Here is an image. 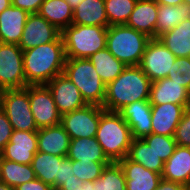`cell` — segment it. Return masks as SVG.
I'll use <instances>...</instances> for the list:
<instances>
[{
  "label": "cell",
  "instance_id": "obj_3",
  "mask_svg": "<svg viewBox=\"0 0 190 190\" xmlns=\"http://www.w3.org/2000/svg\"><path fill=\"white\" fill-rule=\"evenodd\" d=\"M95 138L111 162L127 157L133 141L131 129L121 115L106 111L103 107Z\"/></svg>",
  "mask_w": 190,
  "mask_h": 190
},
{
  "label": "cell",
  "instance_id": "obj_35",
  "mask_svg": "<svg viewBox=\"0 0 190 190\" xmlns=\"http://www.w3.org/2000/svg\"><path fill=\"white\" fill-rule=\"evenodd\" d=\"M164 162L174 153L177 143L174 136L150 134L142 138Z\"/></svg>",
  "mask_w": 190,
  "mask_h": 190
},
{
  "label": "cell",
  "instance_id": "obj_5",
  "mask_svg": "<svg viewBox=\"0 0 190 190\" xmlns=\"http://www.w3.org/2000/svg\"><path fill=\"white\" fill-rule=\"evenodd\" d=\"M61 36L66 58H89L106 48L107 27L71 24Z\"/></svg>",
  "mask_w": 190,
  "mask_h": 190
},
{
  "label": "cell",
  "instance_id": "obj_29",
  "mask_svg": "<svg viewBox=\"0 0 190 190\" xmlns=\"http://www.w3.org/2000/svg\"><path fill=\"white\" fill-rule=\"evenodd\" d=\"M63 158L37 151L31 163L36 178L49 184L53 190H56V177H58L59 165Z\"/></svg>",
  "mask_w": 190,
  "mask_h": 190
},
{
  "label": "cell",
  "instance_id": "obj_7",
  "mask_svg": "<svg viewBox=\"0 0 190 190\" xmlns=\"http://www.w3.org/2000/svg\"><path fill=\"white\" fill-rule=\"evenodd\" d=\"M0 108L7 115L13 130H38L30 108L29 85L0 91Z\"/></svg>",
  "mask_w": 190,
  "mask_h": 190
},
{
  "label": "cell",
  "instance_id": "obj_12",
  "mask_svg": "<svg viewBox=\"0 0 190 190\" xmlns=\"http://www.w3.org/2000/svg\"><path fill=\"white\" fill-rule=\"evenodd\" d=\"M61 31L39 13L29 14L18 46L24 51L57 40Z\"/></svg>",
  "mask_w": 190,
  "mask_h": 190
},
{
  "label": "cell",
  "instance_id": "obj_18",
  "mask_svg": "<svg viewBox=\"0 0 190 190\" xmlns=\"http://www.w3.org/2000/svg\"><path fill=\"white\" fill-rule=\"evenodd\" d=\"M118 163L125 175L126 190H155L162 179L161 174L146 169L127 157Z\"/></svg>",
  "mask_w": 190,
  "mask_h": 190
},
{
  "label": "cell",
  "instance_id": "obj_26",
  "mask_svg": "<svg viewBox=\"0 0 190 190\" xmlns=\"http://www.w3.org/2000/svg\"><path fill=\"white\" fill-rule=\"evenodd\" d=\"M89 60L106 86L115 80L126 67L107 48L97 51L89 57Z\"/></svg>",
  "mask_w": 190,
  "mask_h": 190
},
{
  "label": "cell",
  "instance_id": "obj_23",
  "mask_svg": "<svg viewBox=\"0 0 190 190\" xmlns=\"http://www.w3.org/2000/svg\"><path fill=\"white\" fill-rule=\"evenodd\" d=\"M72 24L109 27L104 0H83L73 10Z\"/></svg>",
  "mask_w": 190,
  "mask_h": 190
},
{
  "label": "cell",
  "instance_id": "obj_33",
  "mask_svg": "<svg viewBox=\"0 0 190 190\" xmlns=\"http://www.w3.org/2000/svg\"><path fill=\"white\" fill-rule=\"evenodd\" d=\"M136 2L137 0H104L109 26L126 24Z\"/></svg>",
  "mask_w": 190,
  "mask_h": 190
},
{
  "label": "cell",
  "instance_id": "obj_15",
  "mask_svg": "<svg viewBox=\"0 0 190 190\" xmlns=\"http://www.w3.org/2000/svg\"><path fill=\"white\" fill-rule=\"evenodd\" d=\"M129 125L133 139H142L152 134L151 104L149 100L135 101L118 111Z\"/></svg>",
  "mask_w": 190,
  "mask_h": 190
},
{
  "label": "cell",
  "instance_id": "obj_39",
  "mask_svg": "<svg viewBox=\"0 0 190 190\" xmlns=\"http://www.w3.org/2000/svg\"><path fill=\"white\" fill-rule=\"evenodd\" d=\"M13 133V127L7 118V115L0 108V153L4 150Z\"/></svg>",
  "mask_w": 190,
  "mask_h": 190
},
{
  "label": "cell",
  "instance_id": "obj_14",
  "mask_svg": "<svg viewBox=\"0 0 190 190\" xmlns=\"http://www.w3.org/2000/svg\"><path fill=\"white\" fill-rule=\"evenodd\" d=\"M37 151V131L13 130L9 142L0 154L10 161L31 164Z\"/></svg>",
  "mask_w": 190,
  "mask_h": 190
},
{
  "label": "cell",
  "instance_id": "obj_10",
  "mask_svg": "<svg viewBox=\"0 0 190 190\" xmlns=\"http://www.w3.org/2000/svg\"><path fill=\"white\" fill-rule=\"evenodd\" d=\"M176 56L158 39L152 38L146 45L139 64L152 82L167 77Z\"/></svg>",
  "mask_w": 190,
  "mask_h": 190
},
{
  "label": "cell",
  "instance_id": "obj_19",
  "mask_svg": "<svg viewBox=\"0 0 190 190\" xmlns=\"http://www.w3.org/2000/svg\"><path fill=\"white\" fill-rule=\"evenodd\" d=\"M70 140V136L61 124L43 127L37 130L38 151L44 153L66 157Z\"/></svg>",
  "mask_w": 190,
  "mask_h": 190
},
{
  "label": "cell",
  "instance_id": "obj_16",
  "mask_svg": "<svg viewBox=\"0 0 190 190\" xmlns=\"http://www.w3.org/2000/svg\"><path fill=\"white\" fill-rule=\"evenodd\" d=\"M188 106L164 103L151 105L152 133L163 136H174L184 111Z\"/></svg>",
  "mask_w": 190,
  "mask_h": 190
},
{
  "label": "cell",
  "instance_id": "obj_13",
  "mask_svg": "<svg viewBox=\"0 0 190 190\" xmlns=\"http://www.w3.org/2000/svg\"><path fill=\"white\" fill-rule=\"evenodd\" d=\"M46 85L61 115L87 105L78 87L64 73L55 76Z\"/></svg>",
  "mask_w": 190,
  "mask_h": 190
},
{
  "label": "cell",
  "instance_id": "obj_24",
  "mask_svg": "<svg viewBox=\"0 0 190 190\" xmlns=\"http://www.w3.org/2000/svg\"><path fill=\"white\" fill-rule=\"evenodd\" d=\"M176 57H190V19L157 37Z\"/></svg>",
  "mask_w": 190,
  "mask_h": 190
},
{
  "label": "cell",
  "instance_id": "obj_47",
  "mask_svg": "<svg viewBox=\"0 0 190 190\" xmlns=\"http://www.w3.org/2000/svg\"><path fill=\"white\" fill-rule=\"evenodd\" d=\"M0 190H15V188L10 187L6 183L0 181Z\"/></svg>",
  "mask_w": 190,
  "mask_h": 190
},
{
  "label": "cell",
  "instance_id": "obj_32",
  "mask_svg": "<svg viewBox=\"0 0 190 190\" xmlns=\"http://www.w3.org/2000/svg\"><path fill=\"white\" fill-rule=\"evenodd\" d=\"M94 190H126V179L118 162H111L102 175L93 181Z\"/></svg>",
  "mask_w": 190,
  "mask_h": 190
},
{
  "label": "cell",
  "instance_id": "obj_34",
  "mask_svg": "<svg viewBox=\"0 0 190 190\" xmlns=\"http://www.w3.org/2000/svg\"><path fill=\"white\" fill-rule=\"evenodd\" d=\"M73 172L72 160L64 157L59 165L58 177H56V190H78L83 185Z\"/></svg>",
  "mask_w": 190,
  "mask_h": 190
},
{
  "label": "cell",
  "instance_id": "obj_27",
  "mask_svg": "<svg viewBox=\"0 0 190 190\" xmlns=\"http://www.w3.org/2000/svg\"><path fill=\"white\" fill-rule=\"evenodd\" d=\"M38 13L60 31L72 24L73 9L66 0H44Z\"/></svg>",
  "mask_w": 190,
  "mask_h": 190
},
{
  "label": "cell",
  "instance_id": "obj_11",
  "mask_svg": "<svg viewBox=\"0 0 190 190\" xmlns=\"http://www.w3.org/2000/svg\"><path fill=\"white\" fill-rule=\"evenodd\" d=\"M29 102L38 129L61 124V114L46 84L29 85Z\"/></svg>",
  "mask_w": 190,
  "mask_h": 190
},
{
  "label": "cell",
  "instance_id": "obj_20",
  "mask_svg": "<svg viewBox=\"0 0 190 190\" xmlns=\"http://www.w3.org/2000/svg\"><path fill=\"white\" fill-rule=\"evenodd\" d=\"M157 11L158 4L154 0H137L126 25L151 39L156 38Z\"/></svg>",
  "mask_w": 190,
  "mask_h": 190
},
{
  "label": "cell",
  "instance_id": "obj_37",
  "mask_svg": "<svg viewBox=\"0 0 190 190\" xmlns=\"http://www.w3.org/2000/svg\"><path fill=\"white\" fill-rule=\"evenodd\" d=\"M167 78L184 86L190 91V57H176Z\"/></svg>",
  "mask_w": 190,
  "mask_h": 190
},
{
  "label": "cell",
  "instance_id": "obj_40",
  "mask_svg": "<svg viewBox=\"0 0 190 190\" xmlns=\"http://www.w3.org/2000/svg\"><path fill=\"white\" fill-rule=\"evenodd\" d=\"M12 5L23 9L28 14L38 13L44 0H11Z\"/></svg>",
  "mask_w": 190,
  "mask_h": 190
},
{
  "label": "cell",
  "instance_id": "obj_8",
  "mask_svg": "<svg viewBox=\"0 0 190 190\" xmlns=\"http://www.w3.org/2000/svg\"><path fill=\"white\" fill-rule=\"evenodd\" d=\"M26 86L23 50L17 44L0 42V91Z\"/></svg>",
  "mask_w": 190,
  "mask_h": 190
},
{
  "label": "cell",
  "instance_id": "obj_4",
  "mask_svg": "<svg viewBox=\"0 0 190 190\" xmlns=\"http://www.w3.org/2000/svg\"><path fill=\"white\" fill-rule=\"evenodd\" d=\"M150 39L126 24L111 25L107 27L106 48L124 65H139Z\"/></svg>",
  "mask_w": 190,
  "mask_h": 190
},
{
  "label": "cell",
  "instance_id": "obj_36",
  "mask_svg": "<svg viewBox=\"0 0 190 190\" xmlns=\"http://www.w3.org/2000/svg\"><path fill=\"white\" fill-rule=\"evenodd\" d=\"M111 162H93L72 160L74 175L83 182L97 180L103 169Z\"/></svg>",
  "mask_w": 190,
  "mask_h": 190
},
{
  "label": "cell",
  "instance_id": "obj_46",
  "mask_svg": "<svg viewBox=\"0 0 190 190\" xmlns=\"http://www.w3.org/2000/svg\"><path fill=\"white\" fill-rule=\"evenodd\" d=\"M66 1L70 4L71 8L74 10L77 7V5L80 4L83 0H66Z\"/></svg>",
  "mask_w": 190,
  "mask_h": 190
},
{
  "label": "cell",
  "instance_id": "obj_42",
  "mask_svg": "<svg viewBox=\"0 0 190 190\" xmlns=\"http://www.w3.org/2000/svg\"><path fill=\"white\" fill-rule=\"evenodd\" d=\"M155 190H187V187L181 183L168 181L162 178Z\"/></svg>",
  "mask_w": 190,
  "mask_h": 190
},
{
  "label": "cell",
  "instance_id": "obj_22",
  "mask_svg": "<svg viewBox=\"0 0 190 190\" xmlns=\"http://www.w3.org/2000/svg\"><path fill=\"white\" fill-rule=\"evenodd\" d=\"M162 178L190 186V147L177 145L174 153L164 162Z\"/></svg>",
  "mask_w": 190,
  "mask_h": 190
},
{
  "label": "cell",
  "instance_id": "obj_44",
  "mask_svg": "<svg viewBox=\"0 0 190 190\" xmlns=\"http://www.w3.org/2000/svg\"><path fill=\"white\" fill-rule=\"evenodd\" d=\"M78 190H94L93 181H86Z\"/></svg>",
  "mask_w": 190,
  "mask_h": 190
},
{
  "label": "cell",
  "instance_id": "obj_25",
  "mask_svg": "<svg viewBox=\"0 0 190 190\" xmlns=\"http://www.w3.org/2000/svg\"><path fill=\"white\" fill-rule=\"evenodd\" d=\"M67 157L76 161L111 162L95 137L71 139Z\"/></svg>",
  "mask_w": 190,
  "mask_h": 190
},
{
  "label": "cell",
  "instance_id": "obj_21",
  "mask_svg": "<svg viewBox=\"0 0 190 190\" xmlns=\"http://www.w3.org/2000/svg\"><path fill=\"white\" fill-rule=\"evenodd\" d=\"M23 9L10 5L0 13V42L19 44L28 17Z\"/></svg>",
  "mask_w": 190,
  "mask_h": 190
},
{
  "label": "cell",
  "instance_id": "obj_1",
  "mask_svg": "<svg viewBox=\"0 0 190 190\" xmlns=\"http://www.w3.org/2000/svg\"><path fill=\"white\" fill-rule=\"evenodd\" d=\"M66 56L62 36L47 44L23 51V68L27 85L49 83L64 71Z\"/></svg>",
  "mask_w": 190,
  "mask_h": 190
},
{
  "label": "cell",
  "instance_id": "obj_48",
  "mask_svg": "<svg viewBox=\"0 0 190 190\" xmlns=\"http://www.w3.org/2000/svg\"><path fill=\"white\" fill-rule=\"evenodd\" d=\"M183 3L190 5V0H183Z\"/></svg>",
  "mask_w": 190,
  "mask_h": 190
},
{
  "label": "cell",
  "instance_id": "obj_31",
  "mask_svg": "<svg viewBox=\"0 0 190 190\" xmlns=\"http://www.w3.org/2000/svg\"><path fill=\"white\" fill-rule=\"evenodd\" d=\"M127 158L156 173L163 172L164 161L143 139H133Z\"/></svg>",
  "mask_w": 190,
  "mask_h": 190
},
{
  "label": "cell",
  "instance_id": "obj_2",
  "mask_svg": "<svg viewBox=\"0 0 190 190\" xmlns=\"http://www.w3.org/2000/svg\"><path fill=\"white\" fill-rule=\"evenodd\" d=\"M152 81L139 65L126 66L122 73L106 86L103 108L118 112L135 101L149 100Z\"/></svg>",
  "mask_w": 190,
  "mask_h": 190
},
{
  "label": "cell",
  "instance_id": "obj_17",
  "mask_svg": "<svg viewBox=\"0 0 190 190\" xmlns=\"http://www.w3.org/2000/svg\"><path fill=\"white\" fill-rule=\"evenodd\" d=\"M149 102L151 105L172 103L190 106V91L166 77L151 83Z\"/></svg>",
  "mask_w": 190,
  "mask_h": 190
},
{
  "label": "cell",
  "instance_id": "obj_45",
  "mask_svg": "<svg viewBox=\"0 0 190 190\" xmlns=\"http://www.w3.org/2000/svg\"><path fill=\"white\" fill-rule=\"evenodd\" d=\"M10 5H12L11 0H0V13Z\"/></svg>",
  "mask_w": 190,
  "mask_h": 190
},
{
  "label": "cell",
  "instance_id": "obj_38",
  "mask_svg": "<svg viewBox=\"0 0 190 190\" xmlns=\"http://www.w3.org/2000/svg\"><path fill=\"white\" fill-rule=\"evenodd\" d=\"M174 140L179 146L190 147V106L186 107L176 127Z\"/></svg>",
  "mask_w": 190,
  "mask_h": 190
},
{
  "label": "cell",
  "instance_id": "obj_43",
  "mask_svg": "<svg viewBox=\"0 0 190 190\" xmlns=\"http://www.w3.org/2000/svg\"><path fill=\"white\" fill-rule=\"evenodd\" d=\"M158 5H180L183 0H154Z\"/></svg>",
  "mask_w": 190,
  "mask_h": 190
},
{
  "label": "cell",
  "instance_id": "obj_41",
  "mask_svg": "<svg viewBox=\"0 0 190 190\" xmlns=\"http://www.w3.org/2000/svg\"><path fill=\"white\" fill-rule=\"evenodd\" d=\"M15 190H53L52 187L42 180L35 178L32 181L23 183L15 187Z\"/></svg>",
  "mask_w": 190,
  "mask_h": 190
},
{
  "label": "cell",
  "instance_id": "obj_6",
  "mask_svg": "<svg viewBox=\"0 0 190 190\" xmlns=\"http://www.w3.org/2000/svg\"><path fill=\"white\" fill-rule=\"evenodd\" d=\"M63 73L78 87L87 104L103 107L106 85L89 58H66Z\"/></svg>",
  "mask_w": 190,
  "mask_h": 190
},
{
  "label": "cell",
  "instance_id": "obj_9",
  "mask_svg": "<svg viewBox=\"0 0 190 190\" xmlns=\"http://www.w3.org/2000/svg\"><path fill=\"white\" fill-rule=\"evenodd\" d=\"M100 117L101 106L87 104L82 108L62 114L61 125L70 139L91 138L96 135Z\"/></svg>",
  "mask_w": 190,
  "mask_h": 190
},
{
  "label": "cell",
  "instance_id": "obj_30",
  "mask_svg": "<svg viewBox=\"0 0 190 190\" xmlns=\"http://www.w3.org/2000/svg\"><path fill=\"white\" fill-rule=\"evenodd\" d=\"M36 178L31 164H20L0 157V181L10 187L32 181Z\"/></svg>",
  "mask_w": 190,
  "mask_h": 190
},
{
  "label": "cell",
  "instance_id": "obj_28",
  "mask_svg": "<svg viewBox=\"0 0 190 190\" xmlns=\"http://www.w3.org/2000/svg\"><path fill=\"white\" fill-rule=\"evenodd\" d=\"M156 21V38L166 31L172 30L180 22L190 19V5H158Z\"/></svg>",
  "mask_w": 190,
  "mask_h": 190
}]
</instances>
